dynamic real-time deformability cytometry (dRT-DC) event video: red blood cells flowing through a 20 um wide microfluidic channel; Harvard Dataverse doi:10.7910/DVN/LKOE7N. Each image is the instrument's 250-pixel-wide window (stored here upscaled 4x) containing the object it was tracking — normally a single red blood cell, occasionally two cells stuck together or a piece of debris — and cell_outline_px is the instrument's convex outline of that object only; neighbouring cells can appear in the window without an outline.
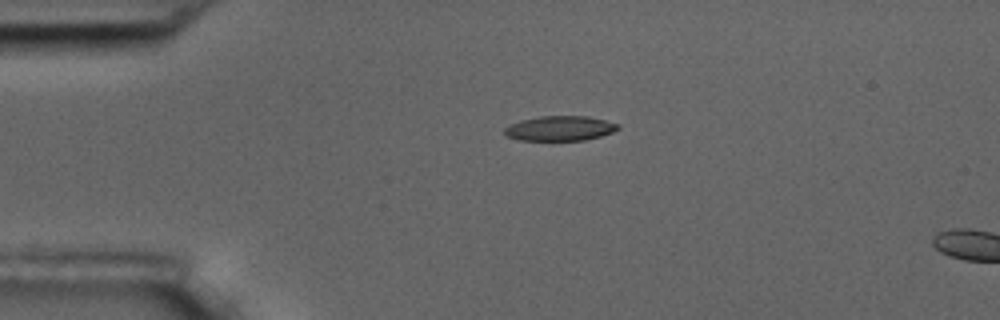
{"species": "common noctule bat (a hibernating species)", "species_latin": "Nyctalus noctula", "temperature_condition": "room temperature", "stored_images_in_passage": 2, "camera_frame_rate_fps": 3000, "um_per_image_px": 0.085, "animal": {"sex": "male", "body_mass_g": 17.5, "forearm_length_mm": 52.3}, "frame": {"image": 1, "passage_image": 1, "time_ms": 0.0, "image_size_px": [1000, 320], "cell_outline_px": [[620, 128], [612, 132], [600, 136], [584, 140], [520, 140], [508, 136], [504, 132], [504, 128], [508, 124], [520, 120], [540, 116], [588, 116], [620, 124]], "centroid_in_image_um": [47.58, 10.9], "position_along_channel_um": 37.4, "area_um2": 16.42}}